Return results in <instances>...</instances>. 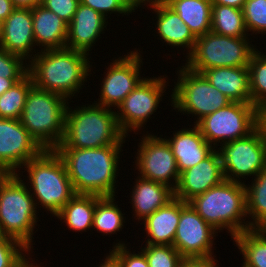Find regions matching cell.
<instances>
[{
    "instance_id": "11",
    "label": "cell",
    "mask_w": 266,
    "mask_h": 267,
    "mask_svg": "<svg viewBox=\"0 0 266 267\" xmlns=\"http://www.w3.org/2000/svg\"><path fill=\"white\" fill-rule=\"evenodd\" d=\"M219 146L225 180L246 184L243 179L266 168V142L258 127L244 138Z\"/></svg>"
},
{
    "instance_id": "8",
    "label": "cell",
    "mask_w": 266,
    "mask_h": 267,
    "mask_svg": "<svg viewBox=\"0 0 266 267\" xmlns=\"http://www.w3.org/2000/svg\"><path fill=\"white\" fill-rule=\"evenodd\" d=\"M252 38L223 36L212 31L197 37L193 51L182 65L201 73L217 67L248 66L258 46L252 44Z\"/></svg>"
},
{
    "instance_id": "2",
    "label": "cell",
    "mask_w": 266,
    "mask_h": 267,
    "mask_svg": "<svg viewBox=\"0 0 266 267\" xmlns=\"http://www.w3.org/2000/svg\"><path fill=\"white\" fill-rule=\"evenodd\" d=\"M89 56L67 47L39 51L28 62V74L35 87L57 93L74 103L72 97L86 88L84 83L92 75L93 62L89 61Z\"/></svg>"
},
{
    "instance_id": "5",
    "label": "cell",
    "mask_w": 266,
    "mask_h": 267,
    "mask_svg": "<svg viewBox=\"0 0 266 267\" xmlns=\"http://www.w3.org/2000/svg\"><path fill=\"white\" fill-rule=\"evenodd\" d=\"M188 203L214 230L220 233L227 229L231 239L250 229L243 183L224 180Z\"/></svg>"
},
{
    "instance_id": "9",
    "label": "cell",
    "mask_w": 266,
    "mask_h": 267,
    "mask_svg": "<svg viewBox=\"0 0 266 267\" xmlns=\"http://www.w3.org/2000/svg\"><path fill=\"white\" fill-rule=\"evenodd\" d=\"M180 69V70H179ZM177 82L171 92V107L182 115L195 116L197 124L205 116L226 107L232 101L212 86L201 74L181 66L177 69ZM178 110V111H177Z\"/></svg>"
},
{
    "instance_id": "37",
    "label": "cell",
    "mask_w": 266,
    "mask_h": 267,
    "mask_svg": "<svg viewBox=\"0 0 266 267\" xmlns=\"http://www.w3.org/2000/svg\"><path fill=\"white\" fill-rule=\"evenodd\" d=\"M29 251L21 242L8 236L0 237V267H17Z\"/></svg>"
},
{
    "instance_id": "28",
    "label": "cell",
    "mask_w": 266,
    "mask_h": 267,
    "mask_svg": "<svg viewBox=\"0 0 266 267\" xmlns=\"http://www.w3.org/2000/svg\"><path fill=\"white\" fill-rule=\"evenodd\" d=\"M232 240L244 259L241 267H266V232L263 229L245 230Z\"/></svg>"
},
{
    "instance_id": "1",
    "label": "cell",
    "mask_w": 266,
    "mask_h": 267,
    "mask_svg": "<svg viewBox=\"0 0 266 267\" xmlns=\"http://www.w3.org/2000/svg\"><path fill=\"white\" fill-rule=\"evenodd\" d=\"M107 145L101 148H55L65 163L76 194L116 196L119 186V164L122 147ZM117 179V181H116ZM117 182V183H116ZM117 186V187H115Z\"/></svg>"
},
{
    "instance_id": "46",
    "label": "cell",
    "mask_w": 266,
    "mask_h": 267,
    "mask_svg": "<svg viewBox=\"0 0 266 267\" xmlns=\"http://www.w3.org/2000/svg\"><path fill=\"white\" fill-rule=\"evenodd\" d=\"M246 0H211L212 5L231 6L242 9Z\"/></svg>"
},
{
    "instance_id": "29",
    "label": "cell",
    "mask_w": 266,
    "mask_h": 267,
    "mask_svg": "<svg viewBox=\"0 0 266 267\" xmlns=\"http://www.w3.org/2000/svg\"><path fill=\"white\" fill-rule=\"evenodd\" d=\"M115 200V196L100 197L96 195L92 227V230H96V233H102L103 236L106 234L110 237L112 234L122 231L126 217Z\"/></svg>"
},
{
    "instance_id": "15",
    "label": "cell",
    "mask_w": 266,
    "mask_h": 267,
    "mask_svg": "<svg viewBox=\"0 0 266 267\" xmlns=\"http://www.w3.org/2000/svg\"><path fill=\"white\" fill-rule=\"evenodd\" d=\"M216 236L218 232L189 203L181 208L173 246L184 258L216 259L213 252Z\"/></svg>"
},
{
    "instance_id": "18",
    "label": "cell",
    "mask_w": 266,
    "mask_h": 267,
    "mask_svg": "<svg viewBox=\"0 0 266 267\" xmlns=\"http://www.w3.org/2000/svg\"><path fill=\"white\" fill-rule=\"evenodd\" d=\"M0 46L29 62L36 54L31 8H16L0 24ZM33 55V56H32Z\"/></svg>"
},
{
    "instance_id": "13",
    "label": "cell",
    "mask_w": 266,
    "mask_h": 267,
    "mask_svg": "<svg viewBox=\"0 0 266 267\" xmlns=\"http://www.w3.org/2000/svg\"><path fill=\"white\" fill-rule=\"evenodd\" d=\"M143 134L135 152L138 176L176 189L180 177L176 159L163 135Z\"/></svg>"
},
{
    "instance_id": "32",
    "label": "cell",
    "mask_w": 266,
    "mask_h": 267,
    "mask_svg": "<svg viewBox=\"0 0 266 267\" xmlns=\"http://www.w3.org/2000/svg\"><path fill=\"white\" fill-rule=\"evenodd\" d=\"M32 86V78L27 74L23 79L0 95V118L20 119L27 94Z\"/></svg>"
},
{
    "instance_id": "45",
    "label": "cell",
    "mask_w": 266,
    "mask_h": 267,
    "mask_svg": "<svg viewBox=\"0 0 266 267\" xmlns=\"http://www.w3.org/2000/svg\"><path fill=\"white\" fill-rule=\"evenodd\" d=\"M258 128L261 130L266 142V105L258 108Z\"/></svg>"
},
{
    "instance_id": "4",
    "label": "cell",
    "mask_w": 266,
    "mask_h": 267,
    "mask_svg": "<svg viewBox=\"0 0 266 267\" xmlns=\"http://www.w3.org/2000/svg\"><path fill=\"white\" fill-rule=\"evenodd\" d=\"M17 174L27 172V183L38 208L55 216L76 194L68 176L65 163L55 150H44L29 160ZM41 207H40V206ZM48 211V212H47Z\"/></svg>"
},
{
    "instance_id": "23",
    "label": "cell",
    "mask_w": 266,
    "mask_h": 267,
    "mask_svg": "<svg viewBox=\"0 0 266 267\" xmlns=\"http://www.w3.org/2000/svg\"><path fill=\"white\" fill-rule=\"evenodd\" d=\"M151 11L155 12L154 16L157 20L153 23L156 24L154 31L157 30L158 34L155 36H159L158 39L170 48H178V51L180 48L187 49L185 55L187 57L193 51L197 37L170 7L154 6Z\"/></svg>"
},
{
    "instance_id": "19",
    "label": "cell",
    "mask_w": 266,
    "mask_h": 267,
    "mask_svg": "<svg viewBox=\"0 0 266 267\" xmlns=\"http://www.w3.org/2000/svg\"><path fill=\"white\" fill-rule=\"evenodd\" d=\"M107 25V18L79 3L73 19L68 24L66 47L90 55L89 51H92L95 43L102 38L101 34L105 33Z\"/></svg>"
},
{
    "instance_id": "36",
    "label": "cell",
    "mask_w": 266,
    "mask_h": 267,
    "mask_svg": "<svg viewBox=\"0 0 266 267\" xmlns=\"http://www.w3.org/2000/svg\"><path fill=\"white\" fill-rule=\"evenodd\" d=\"M28 74V62L0 46V77L23 79Z\"/></svg>"
},
{
    "instance_id": "3",
    "label": "cell",
    "mask_w": 266,
    "mask_h": 267,
    "mask_svg": "<svg viewBox=\"0 0 266 267\" xmlns=\"http://www.w3.org/2000/svg\"><path fill=\"white\" fill-rule=\"evenodd\" d=\"M69 106L68 104L64 136L56 148H101L125 143L127 136L118 125L115 109L95 102L75 105L74 109Z\"/></svg>"
},
{
    "instance_id": "24",
    "label": "cell",
    "mask_w": 266,
    "mask_h": 267,
    "mask_svg": "<svg viewBox=\"0 0 266 267\" xmlns=\"http://www.w3.org/2000/svg\"><path fill=\"white\" fill-rule=\"evenodd\" d=\"M201 74L232 102L252 103L248 66L217 67Z\"/></svg>"
},
{
    "instance_id": "26",
    "label": "cell",
    "mask_w": 266,
    "mask_h": 267,
    "mask_svg": "<svg viewBox=\"0 0 266 267\" xmlns=\"http://www.w3.org/2000/svg\"><path fill=\"white\" fill-rule=\"evenodd\" d=\"M95 205L96 195L75 194L54 217L70 231H92Z\"/></svg>"
},
{
    "instance_id": "42",
    "label": "cell",
    "mask_w": 266,
    "mask_h": 267,
    "mask_svg": "<svg viewBox=\"0 0 266 267\" xmlns=\"http://www.w3.org/2000/svg\"><path fill=\"white\" fill-rule=\"evenodd\" d=\"M17 7L11 0H0V24L6 20Z\"/></svg>"
},
{
    "instance_id": "50",
    "label": "cell",
    "mask_w": 266,
    "mask_h": 267,
    "mask_svg": "<svg viewBox=\"0 0 266 267\" xmlns=\"http://www.w3.org/2000/svg\"><path fill=\"white\" fill-rule=\"evenodd\" d=\"M177 0H154V6H171Z\"/></svg>"
},
{
    "instance_id": "12",
    "label": "cell",
    "mask_w": 266,
    "mask_h": 267,
    "mask_svg": "<svg viewBox=\"0 0 266 267\" xmlns=\"http://www.w3.org/2000/svg\"><path fill=\"white\" fill-rule=\"evenodd\" d=\"M160 76L145 77L117 107L118 125L127 137L130 136L129 133L131 132H137L135 134L138 135V131L144 129L143 127L146 128L148 119L152 118L151 115L157 111L160 101H163L162 97L166 95L163 93L170 85L167 84L168 76Z\"/></svg>"
},
{
    "instance_id": "44",
    "label": "cell",
    "mask_w": 266,
    "mask_h": 267,
    "mask_svg": "<svg viewBox=\"0 0 266 267\" xmlns=\"http://www.w3.org/2000/svg\"><path fill=\"white\" fill-rule=\"evenodd\" d=\"M127 7L132 11L135 12L138 8H142L143 6H149L150 10L154 7V0H122Z\"/></svg>"
},
{
    "instance_id": "17",
    "label": "cell",
    "mask_w": 266,
    "mask_h": 267,
    "mask_svg": "<svg viewBox=\"0 0 266 267\" xmlns=\"http://www.w3.org/2000/svg\"><path fill=\"white\" fill-rule=\"evenodd\" d=\"M224 180L220 155L215 149L203 161L180 173L174 197L188 203L195 196L203 194Z\"/></svg>"
},
{
    "instance_id": "6",
    "label": "cell",
    "mask_w": 266,
    "mask_h": 267,
    "mask_svg": "<svg viewBox=\"0 0 266 267\" xmlns=\"http://www.w3.org/2000/svg\"><path fill=\"white\" fill-rule=\"evenodd\" d=\"M68 100L34 85L27 94L21 124L44 150H54L62 141Z\"/></svg>"
},
{
    "instance_id": "16",
    "label": "cell",
    "mask_w": 266,
    "mask_h": 267,
    "mask_svg": "<svg viewBox=\"0 0 266 267\" xmlns=\"http://www.w3.org/2000/svg\"><path fill=\"white\" fill-rule=\"evenodd\" d=\"M44 149L23 127L20 119L0 118V164L10 173H18Z\"/></svg>"
},
{
    "instance_id": "30",
    "label": "cell",
    "mask_w": 266,
    "mask_h": 267,
    "mask_svg": "<svg viewBox=\"0 0 266 267\" xmlns=\"http://www.w3.org/2000/svg\"><path fill=\"white\" fill-rule=\"evenodd\" d=\"M251 180L245 184L247 219L250 229H262L266 225V168Z\"/></svg>"
},
{
    "instance_id": "35",
    "label": "cell",
    "mask_w": 266,
    "mask_h": 267,
    "mask_svg": "<svg viewBox=\"0 0 266 267\" xmlns=\"http://www.w3.org/2000/svg\"><path fill=\"white\" fill-rule=\"evenodd\" d=\"M242 11L248 33L251 32V36L257 34L265 35L266 0H246Z\"/></svg>"
},
{
    "instance_id": "22",
    "label": "cell",
    "mask_w": 266,
    "mask_h": 267,
    "mask_svg": "<svg viewBox=\"0 0 266 267\" xmlns=\"http://www.w3.org/2000/svg\"><path fill=\"white\" fill-rule=\"evenodd\" d=\"M136 178L133 182V189L130 192L131 202L128 203L132 204L133 219L140 223L148 215H151L172 200L174 198V190L167 185L140 176Z\"/></svg>"
},
{
    "instance_id": "21",
    "label": "cell",
    "mask_w": 266,
    "mask_h": 267,
    "mask_svg": "<svg viewBox=\"0 0 266 267\" xmlns=\"http://www.w3.org/2000/svg\"><path fill=\"white\" fill-rule=\"evenodd\" d=\"M186 204L181 199L173 198L166 205L148 215L142 223L147 239L142 243L150 245H171L175 238L176 229L180 220V210Z\"/></svg>"
},
{
    "instance_id": "34",
    "label": "cell",
    "mask_w": 266,
    "mask_h": 267,
    "mask_svg": "<svg viewBox=\"0 0 266 267\" xmlns=\"http://www.w3.org/2000/svg\"><path fill=\"white\" fill-rule=\"evenodd\" d=\"M144 252L149 267H178L184 257L171 245L144 244Z\"/></svg>"
},
{
    "instance_id": "40",
    "label": "cell",
    "mask_w": 266,
    "mask_h": 267,
    "mask_svg": "<svg viewBox=\"0 0 266 267\" xmlns=\"http://www.w3.org/2000/svg\"><path fill=\"white\" fill-rule=\"evenodd\" d=\"M80 0H42L41 5L54 12L64 22L69 24L74 17Z\"/></svg>"
},
{
    "instance_id": "41",
    "label": "cell",
    "mask_w": 266,
    "mask_h": 267,
    "mask_svg": "<svg viewBox=\"0 0 266 267\" xmlns=\"http://www.w3.org/2000/svg\"><path fill=\"white\" fill-rule=\"evenodd\" d=\"M217 259L184 258L178 267H219Z\"/></svg>"
},
{
    "instance_id": "14",
    "label": "cell",
    "mask_w": 266,
    "mask_h": 267,
    "mask_svg": "<svg viewBox=\"0 0 266 267\" xmlns=\"http://www.w3.org/2000/svg\"><path fill=\"white\" fill-rule=\"evenodd\" d=\"M134 49L124 56L115 57V60L113 58L112 62L107 63L110 65L106 68L102 82L99 84L101 85L100 99L98 97L97 101L94 100L95 103L116 110L127 95L145 78L144 76L141 77L140 74L142 73L140 72L141 66L144 63L143 52L140 49Z\"/></svg>"
},
{
    "instance_id": "20",
    "label": "cell",
    "mask_w": 266,
    "mask_h": 267,
    "mask_svg": "<svg viewBox=\"0 0 266 267\" xmlns=\"http://www.w3.org/2000/svg\"><path fill=\"white\" fill-rule=\"evenodd\" d=\"M190 126L174 130L171 138L164 137L176 159L179 173L197 165L215 150L202 136L196 124L192 128Z\"/></svg>"
},
{
    "instance_id": "27",
    "label": "cell",
    "mask_w": 266,
    "mask_h": 267,
    "mask_svg": "<svg viewBox=\"0 0 266 267\" xmlns=\"http://www.w3.org/2000/svg\"><path fill=\"white\" fill-rule=\"evenodd\" d=\"M169 7L179 15L196 37L211 31V0H177Z\"/></svg>"
},
{
    "instance_id": "33",
    "label": "cell",
    "mask_w": 266,
    "mask_h": 267,
    "mask_svg": "<svg viewBox=\"0 0 266 267\" xmlns=\"http://www.w3.org/2000/svg\"><path fill=\"white\" fill-rule=\"evenodd\" d=\"M266 53L256 51L248 65L252 104L258 109L266 105Z\"/></svg>"
},
{
    "instance_id": "7",
    "label": "cell",
    "mask_w": 266,
    "mask_h": 267,
    "mask_svg": "<svg viewBox=\"0 0 266 267\" xmlns=\"http://www.w3.org/2000/svg\"><path fill=\"white\" fill-rule=\"evenodd\" d=\"M24 180L17 173H10L0 184V232L34 250L33 235L40 210Z\"/></svg>"
},
{
    "instance_id": "49",
    "label": "cell",
    "mask_w": 266,
    "mask_h": 267,
    "mask_svg": "<svg viewBox=\"0 0 266 267\" xmlns=\"http://www.w3.org/2000/svg\"><path fill=\"white\" fill-rule=\"evenodd\" d=\"M20 80L21 79H6L4 77H0V95H2L5 91H7Z\"/></svg>"
},
{
    "instance_id": "51",
    "label": "cell",
    "mask_w": 266,
    "mask_h": 267,
    "mask_svg": "<svg viewBox=\"0 0 266 267\" xmlns=\"http://www.w3.org/2000/svg\"><path fill=\"white\" fill-rule=\"evenodd\" d=\"M10 175V172L7 171L1 164H0V184Z\"/></svg>"
},
{
    "instance_id": "25",
    "label": "cell",
    "mask_w": 266,
    "mask_h": 267,
    "mask_svg": "<svg viewBox=\"0 0 266 267\" xmlns=\"http://www.w3.org/2000/svg\"><path fill=\"white\" fill-rule=\"evenodd\" d=\"M35 45L43 50L66 47L68 24L41 4L31 8Z\"/></svg>"
},
{
    "instance_id": "39",
    "label": "cell",
    "mask_w": 266,
    "mask_h": 267,
    "mask_svg": "<svg viewBox=\"0 0 266 267\" xmlns=\"http://www.w3.org/2000/svg\"><path fill=\"white\" fill-rule=\"evenodd\" d=\"M80 3L89 6L107 19L112 13L116 16L118 13V16L120 14L129 16L133 13L122 0H80Z\"/></svg>"
},
{
    "instance_id": "31",
    "label": "cell",
    "mask_w": 266,
    "mask_h": 267,
    "mask_svg": "<svg viewBox=\"0 0 266 267\" xmlns=\"http://www.w3.org/2000/svg\"><path fill=\"white\" fill-rule=\"evenodd\" d=\"M211 31L223 36L250 38L242 9L231 6L212 5Z\"/></svg>"
},
{
    "instance_id": "47",
    "label": "cell",
    "mask_w": 266,
    "mask_h": 267,
    "mask_svg": "<svg viewBox=\"0 0 266 267\" xmlns=\"http://www.w3.org/2000/svg\"><path fill=\"white\" fill-rule=\"evenodd\" d=\"M30 252L33 253L32 250H29L27 253H25V255L22 257V259L19 261L17 267H43L42 265H40L41 263L38 264V263H36L35 260L32 259V255ZM30 255H31V257H30Z\"/></svg>"
},
{
    "instance_id": "38",
    "label": "cell",
    "mask_w": 266,
    "mask_h": 267,
    "mask_svg": "<svg viewBox=\"0 0 266 267\" xmlns=\"http://www.w3.org/2000/svg\"><path fill=\"white\" fill-rule=\"evenodd\" d=\"M121 241L113 244L112 249H110L121 261L123 267H149L147 259L145 257L144 252L140 249L138 253L131 252L128 243L125 244L127 241Z\"/></svg>"
},
{
    "instance_id": "48",
    "label": "cell",
    "mask_w": 266,
    "mask_h": 267,
    "mask_svg": "<svg viewBox=\"0 0 266 267\" xmlns=\"http://www.w3.org/2000/svg\"><path fill=\"white\" fill-rule=\"evenodd\" d=\"M11 1L18 8H33L34 6L41 4L42 0H11Z\"/></svg>"
},
{
    "instance_id": "52",
    "label": "cell",
    "mask_w": 266,
    "mask_h": 267,
    "mask_svg": "<svg viewBox=\"0 0 266 267\" xmlns=\"http://www.w3.org/2000/svg\"><path fill=\"white\" fill-rule=\"evenodd\" d=\"M262 229L266 232V225Z\"/></svg>"
},
{
    "instance_id": "10",
    "label": "cell",
    "mask_w": 266,
    "mask_h": 267,
    "mask_svg": "<svg viewBox=\"0 0 266 267\" xmlns=\"http://www.w3.org/2000/svg\"><path fill=\"white\" fill-rule=\"evenodd\" d=\"M258 109L252 103L232 102L205 116L196 125L202 136L217 149L223 143L248 136L258 126Z\"/></svg>"
},
{
    "instance_id": "43",
    "label": "cell",
    "mask_w": 266,
    "mask_h": 267,
    "mask_svg": "<svg viewBox=\"0 0 266 267\" xmlns=\"http://www.w3.org/2000/svg\"><path fill=\"white\" fill-rule=\"evenodd\" d=\"M102 259V262L97 265L98 267H123L120 259L110 250L109 254L105 255ZM96 267V265H95Z\"/></svg>"
}]
</instances>
